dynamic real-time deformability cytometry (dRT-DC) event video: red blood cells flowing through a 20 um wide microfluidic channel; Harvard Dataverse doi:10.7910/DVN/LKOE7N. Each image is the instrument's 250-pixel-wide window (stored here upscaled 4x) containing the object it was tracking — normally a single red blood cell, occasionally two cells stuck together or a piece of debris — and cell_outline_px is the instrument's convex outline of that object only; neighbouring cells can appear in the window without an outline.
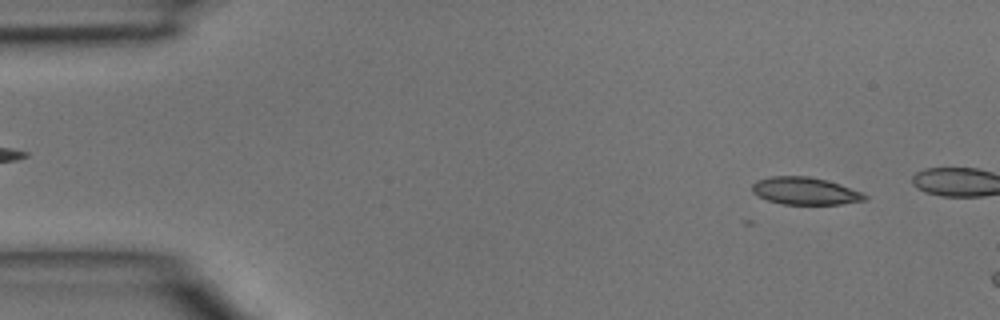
{"species": "common noctule bat (a hibernating species)", "species_latin": "Nyctalus noctula", "temperature_condition": "room temperature", "stored_images_in_passage": 5, "camera_frame_rate_fps": 3000, "um_per_image_px": 0.085, "animal": {"sex": "male", "body_mass_g": 15.6}, "frame": {"image": 1, "passage_image": 1, "time_ms": 0.0, "image_size_px": [1000, 320], "cell_outline_px": [[868, 200], [840, 204], [784, 204], [768, 200], [756, 196], [752, 192], [752, 184], [756, 180], [772, 176], [808, 176], [828, 180], [864, 192], [868, 196]], "centroid_in_image_um": [68.46, 16.23], "position_along_channel_um": 16.5, "area_um2": 18.21}}